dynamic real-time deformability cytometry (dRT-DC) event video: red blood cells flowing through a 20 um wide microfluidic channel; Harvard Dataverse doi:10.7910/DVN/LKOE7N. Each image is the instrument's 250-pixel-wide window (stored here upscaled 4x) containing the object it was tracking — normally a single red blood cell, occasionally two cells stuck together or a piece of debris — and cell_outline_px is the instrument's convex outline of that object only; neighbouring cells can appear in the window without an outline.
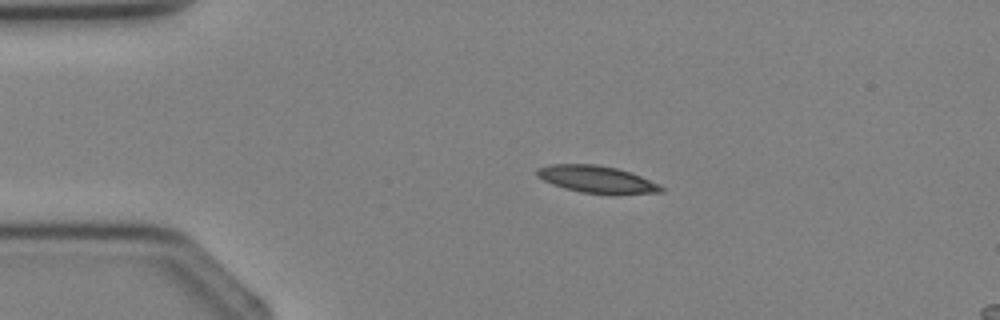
{"species": "Egyptian fruit bat (a non-hibernating species)", "species_latin": "Rousettus aegyptiacus", "temperature_condition": "cold", "stored_images_in_passage": 4, "segment_of_instrument_passage": [1, 2], "camera_frame_rate_fps": 3000, "um_per_image_px": 0.085, "animal": {"sex": "female"}, "frame": {"image": 1, "passage_image": 2, "time_ms": 1.333, "image_size_px": [1000, 320], "cell_outline_px": [[664, 192], [580, 192], [564, 188], [552, 184], [536, 176], [536, 168], [548, 164], [596, 164], [616, 168], [632, 172], [660, 184], [664, 188]], "centroid_in_image_um": [50.66, 15.19], "position_along_channel_um": 34.3, "area_um2": 19.13}}